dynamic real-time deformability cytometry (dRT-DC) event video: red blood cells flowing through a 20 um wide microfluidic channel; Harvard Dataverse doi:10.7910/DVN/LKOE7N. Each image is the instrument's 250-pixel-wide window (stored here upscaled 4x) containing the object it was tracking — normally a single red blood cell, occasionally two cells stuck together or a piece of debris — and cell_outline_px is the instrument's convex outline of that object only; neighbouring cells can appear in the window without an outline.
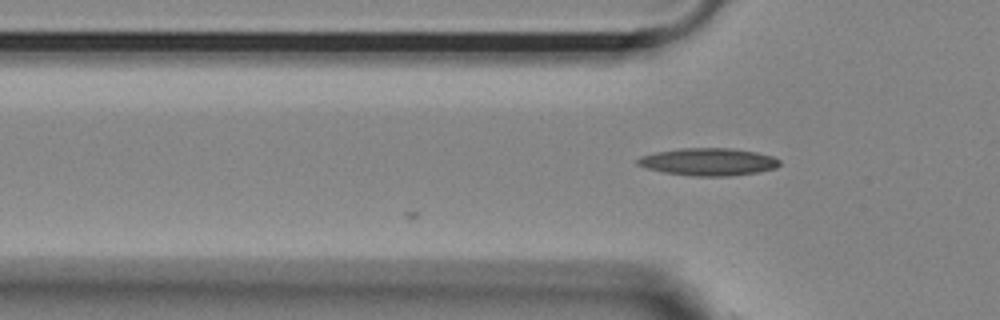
{"species": "Egyptian fruit bat (a non-hibernating species)", "species_latin": "Rousettus aegyptiacus", "temperature_condition": "room temperature", "stored_images_in_passage": 5, "camera_frame_rate_fps": 3000, "um_per_image_px": 0.085, "animal": {"sex": "female"}, "frame": {"image": 1, "passage_image": 5, "time_ms": 1.333, "image_size_px": [1000, 320], "cell_outline_px": [[780, 164], [776, 168], [760, 172], [732, 176], [692, 176], [664, 172], [648, 168], [636, 164], [636, 160], [640, 156], [656, 152], [680, 148], [732, 148], [756, 152], [772, 156], [780, 160]], "centroid_in_image_um": [60.23, 13.75], "position_along_channel_um": 65.6, "area_um2": 22.83}}